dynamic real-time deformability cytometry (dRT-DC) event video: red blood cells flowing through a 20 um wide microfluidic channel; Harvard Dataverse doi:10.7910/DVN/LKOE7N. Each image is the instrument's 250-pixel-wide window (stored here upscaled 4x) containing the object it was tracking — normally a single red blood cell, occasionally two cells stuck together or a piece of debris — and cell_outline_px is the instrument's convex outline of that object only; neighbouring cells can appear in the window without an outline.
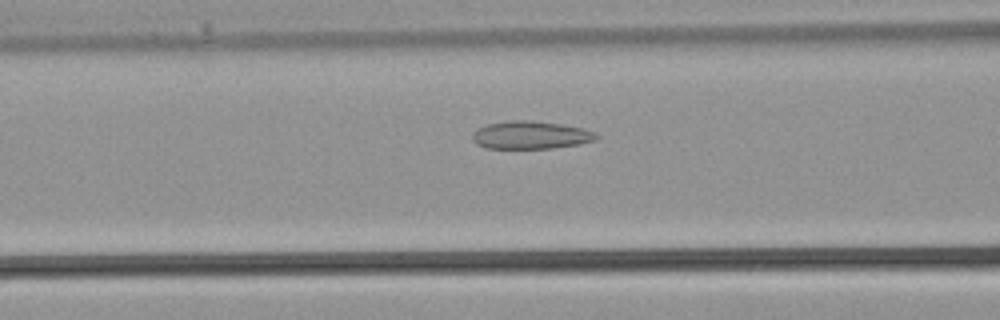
{"species": "common noctule bat (a hibernating species)", "species_latin": "Nyctalus noctula", "temperature_condition": "warm", "stored_images_in_passage": 34, "camera_frame_rate_fps": 3000, "um_per_image_px": 0.085, "animal": {"sex": "male", "body_mass_g": 21.5, "forearm_length_mm": 52.0}, "frame": {"image": 1, "passage_image": 13, "time_ms": 4.0, "image_size_px": [1000, 320], "cell_outline_px": [[600, 136], [596, 140], [580, 144], [552, 148], [484, 148], [476, 144], [472, 140], [472, 132], [476, 128], [488, 124], [512, 120], [532, 120], [564, 124], [584, 128], [596, 132]], "centroid_in_image_um": [45.12, 11.47], "position_along_channel_um": 121.5, "area_um2": 20.46}}
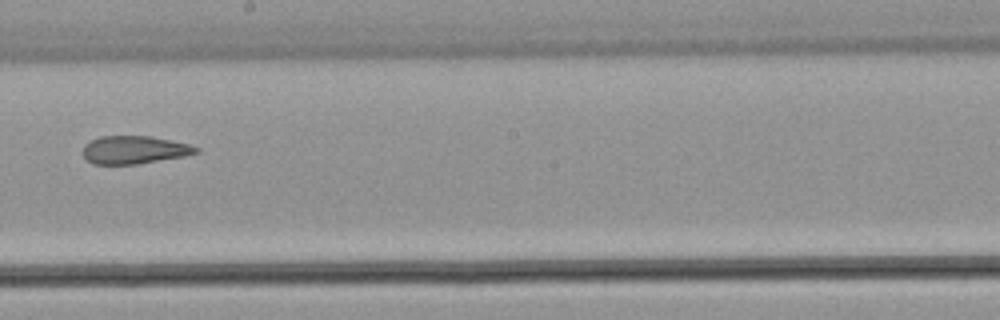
{"frame": {"image": 2, "passage_image": 19, "time_ms": 6.0, "image_size_px": [1000, 320], "cell_outline_px": [[200, 152], [184, 156], [136, 164], [92, 164], [84, 156], [84, 144], [100, 136], [152, 136], [192, 144], [200, 148]], "centroid_in_image_um": [11.47, 12.73], "position_along_channel_um": 236.7, "area_um2": 18.5}}
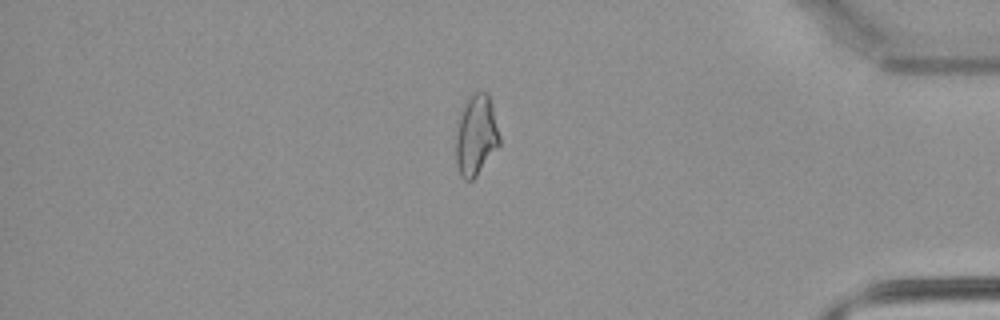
{"frame": {"image": 3, "passage_image": 29, "time_ms": 9.333, "image_size_px": [1000, 320], "cell_outline_px": [[500, 144], [476, 176], [472, 180], [464, 180], [460, 176], [456, 164], [456, 132], [464, 108], [472, 92], [488, 92], [492, 104], [500, 136]], "centroid_in_image_um": [40.48, 11.52], "position_along_channel_um": 394.7, "area_um2": 20.23}}